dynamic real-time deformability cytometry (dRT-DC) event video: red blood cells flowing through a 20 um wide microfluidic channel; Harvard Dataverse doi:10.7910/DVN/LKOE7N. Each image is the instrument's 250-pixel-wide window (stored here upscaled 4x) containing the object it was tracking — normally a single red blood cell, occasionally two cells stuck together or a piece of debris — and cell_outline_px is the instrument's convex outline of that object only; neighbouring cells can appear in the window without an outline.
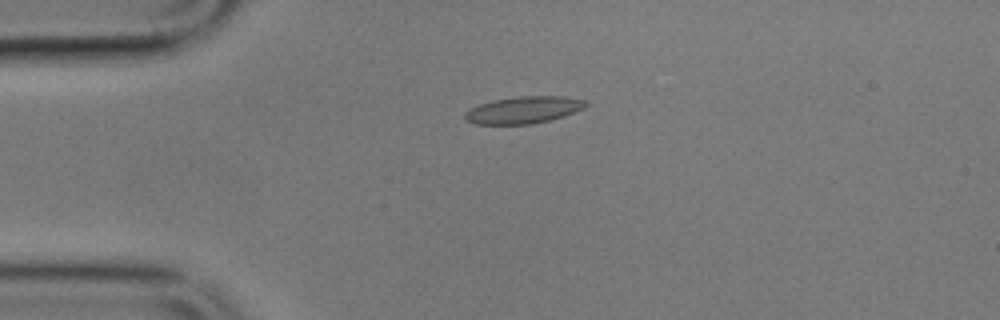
{"species": "common noctule bat (a hibernating species)", "species_latin": "Nyctalus noctula", "temperature_condition": "cold", "stored_images_in_passage": 6, "camera_frame_rate_fps": 3000, "um_per_image_px": 0.085, "animal": {"sex": "male", "body_mass_g": 17.9}, "frame": {"image": 1, "passage_image": 4, "time_ms": 4.333, "image_size_px": [1000, 320], "cell_outline_px": [[588, 104], [584, 108], [564, 116], [532, 124], [476, 124], [468, 120], [464, 116], [464, 112], [480, 104], [492, 100], [520, 96], [564, 96], [588, 100]], "centroid_in_image_um": [44.55, 9.33], "position_along_channel_um": 40.5, "area_um2": 18.96}}